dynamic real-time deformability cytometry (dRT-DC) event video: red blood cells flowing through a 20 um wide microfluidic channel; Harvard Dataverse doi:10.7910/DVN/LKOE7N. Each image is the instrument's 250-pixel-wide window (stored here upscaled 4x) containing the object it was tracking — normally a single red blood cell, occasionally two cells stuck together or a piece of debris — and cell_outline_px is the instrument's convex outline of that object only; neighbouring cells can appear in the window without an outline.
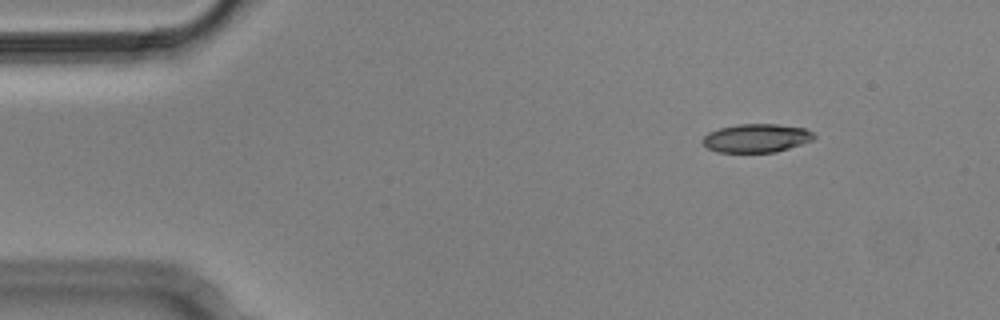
{"species": "Egyptian fruit bat (a non-hibernating species)", "species_latin": "Rousettus aegyptiacus", "temperature_condition": "cold", "stored_images_in_passage": 9, "camera_frame_rate_fps": 3000, "um_per_image_px": 0.085, "animal": {"sex": "male"}, "frame": {"image": 1, "passage_image": 2, "time_ms": 0.333, "image_size_px": [1000, 320], "cell_outline_px": [[816, 136], [812, 140], [776, 152], [716, 152], [708, 148], [700, 140], [708, 132], [720, 128], [740, 124], [776, 124], [804, 128], [812, 132]], "centroid_in_image_um": [64.26, 11.74], "position_along_channel_um": 20.7, "area_um2": 18.38}}
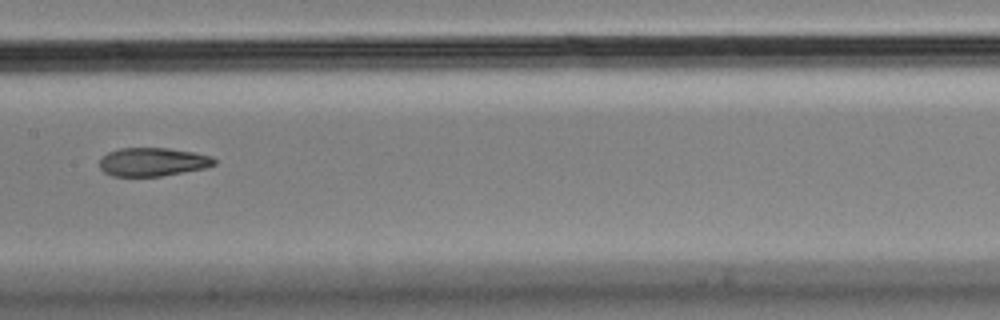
{"frame": {"image": 2, "passage_image": 8, "time_ms": 2.333, "image_size_px": [1000, 320], "cell_outline_px": [[216, 164], [204, 168], [160, 176], [112, 176], [104, 172], [100, 168], [100, 160], [108, 152], [120, 148], [168, 148], [192, 152], [212, 156], [216, 160]], "centroid_in_image_um": [12.98, 13.76], "position_along_channel_um": 194.4, "area_um2": 18.9}}
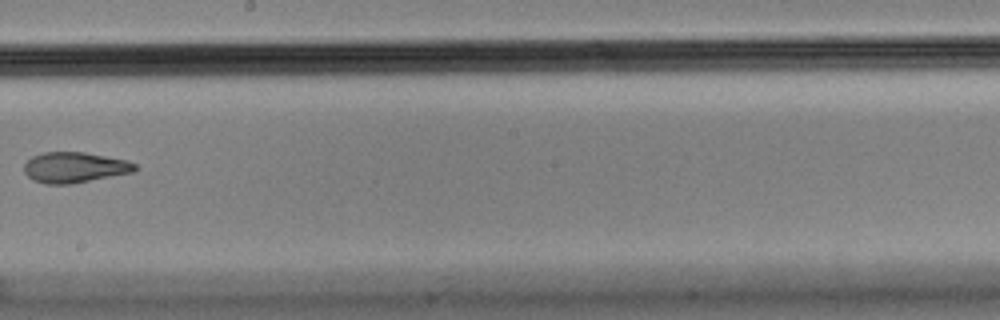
{"frame": {"image": 3, "passage_image": 9, "time_ms": 2.667, "image_size_px": [1000, 320], "cell_outline_px": [[140, 168], [136, 172], [72, 184], [44, 184], [32, 180], [24, 172], [24, 164], [32, 156], [44, 152], [84, 152], [128, 160], [136, 164]], "centroid_in_image_um": [6.39, 14.24], "position_along_channel_um": 241.8, "area_um2": 20.11}}